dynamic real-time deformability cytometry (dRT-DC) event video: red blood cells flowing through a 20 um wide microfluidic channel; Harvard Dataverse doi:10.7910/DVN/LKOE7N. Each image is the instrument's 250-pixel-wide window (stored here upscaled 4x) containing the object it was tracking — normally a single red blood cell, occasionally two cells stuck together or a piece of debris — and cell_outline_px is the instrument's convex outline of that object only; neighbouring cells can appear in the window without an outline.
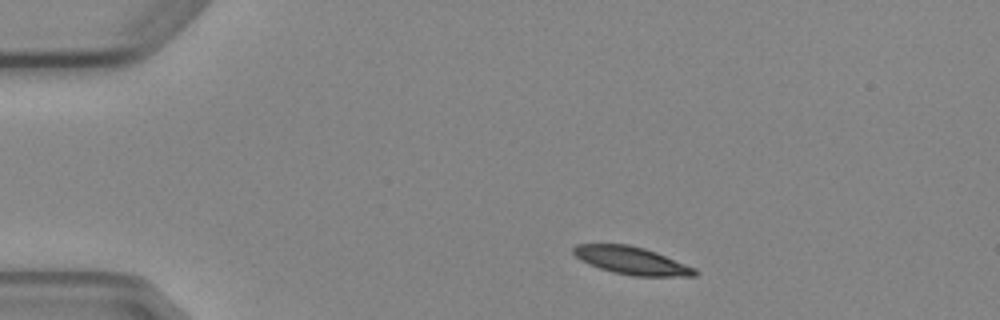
{"species": "Egyptian fruit bat (a non-hibernating species)", "species_latin": "Rousettus aegyptiacus", "temperature_condition": "cold", "stored_images_in_passage": 4, "camera_frame_rate_fps": 3000, "um_per_image_px": 0.085, "animal": {"sex": "female"}, "frame": {"image": 1, "passage_image": 1, "time_ms": 0.0, "image_size_px": [1000, 320], "cell_outline_px": [[696, 276], [632, 276], [612, 272], [600, 268], [580, 260], [572, 252], [572, 248], [576, 244], [628, 244], [644, 248], [656, 252], [696, 268]], "centroid_in_image_um": [53.67, 22.14], "position_along_channel_um": 31.3, "area_um2": 19.54}}
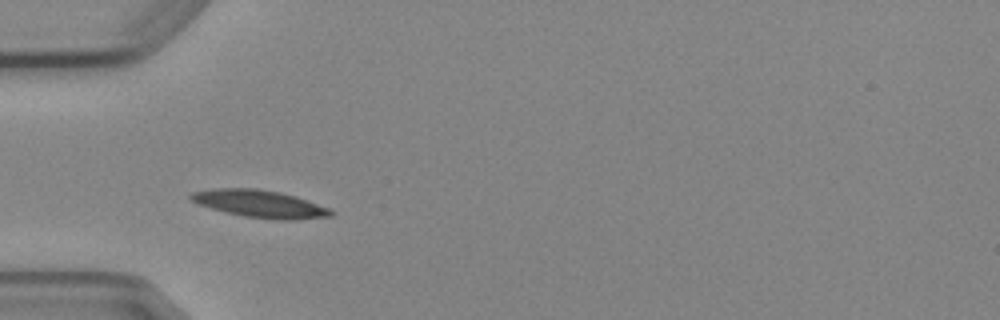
{"frame": {"image": 2, "passage_image": 3, "time_ms": 2.333, "image_size_px": [1000, 320], "cell_outline_px": [[336, 212], [332, 216], [296, 220], [280, 220], [244, 216], [224, 212], [200, 204], [192, 200], [188, 196], [192, 192], [212, 188], [256, 188], [280, 192], [296, 196], [328, 208]], "centroid_in_image_um": [22.11, 17.32], "position_along_channel_um": 62.9, "area_um2": 22.37}}
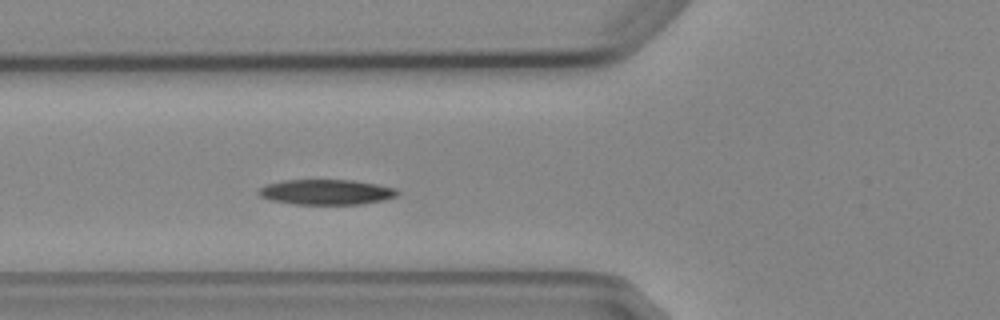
{"frame": {"image": 3, "passage_image": 4, "time_ms": 3.333, "image_size_px": [1000, 320], "cell_outline_px": [[400, 192], [396, 196], [384, 200], [360, 204], [292, 204], [272, 200], [260, 196], [256, 192], [264, 184], [284, 180], [352, 180], [376, 184], [396, 188]], "centroid_in_image_um": [27.72, 16.32], "position_along_channel_um": 98.1, "area_um2": 20.46}}